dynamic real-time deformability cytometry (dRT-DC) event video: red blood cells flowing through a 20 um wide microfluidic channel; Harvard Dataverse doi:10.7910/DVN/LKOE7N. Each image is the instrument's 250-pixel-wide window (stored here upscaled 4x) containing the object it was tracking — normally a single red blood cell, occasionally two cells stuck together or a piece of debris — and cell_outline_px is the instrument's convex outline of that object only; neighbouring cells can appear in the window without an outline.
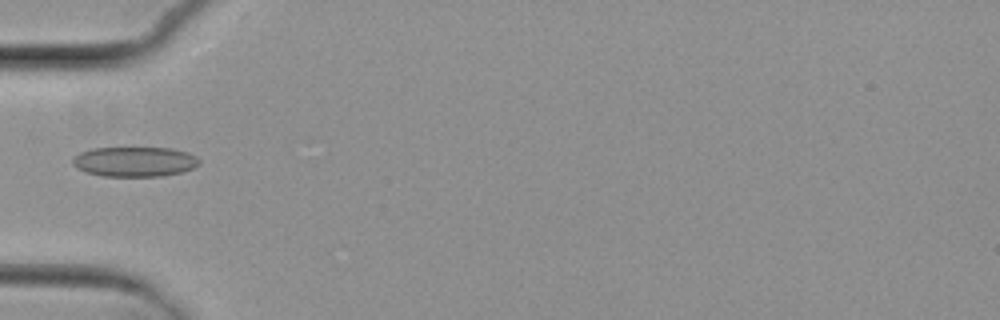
{"species": "common noctule bat (a hibernating species)", "species_latin": "Nyctalus noctula", "temperature_condition": "cold", "stored_images_in_passage": 5, "camera_frame_rate_fps": 3000, "um_per_image_px": 0.085, "animal": {"sex": "female", "body_mass_g": 29.2, "forearm_length_mm": 56.3}, "frame": {"image": 1, "passage_image": 4, "time_ms": 3.667, "image_size_px": [1000, 320], "cell_outline_px": [[200, 164], [184, 172], [164, 176], [104, 176], [84, 172], [76, 168], [72, 164], [72, 156], [80, 152], [92, 148], [172, 148], [188, 152], [196, 156], [200, 160]], "centroid_in_image_um": [11.44, 13.74], "position_along_channel_um": 73.6, "area_um2": 22.37}}